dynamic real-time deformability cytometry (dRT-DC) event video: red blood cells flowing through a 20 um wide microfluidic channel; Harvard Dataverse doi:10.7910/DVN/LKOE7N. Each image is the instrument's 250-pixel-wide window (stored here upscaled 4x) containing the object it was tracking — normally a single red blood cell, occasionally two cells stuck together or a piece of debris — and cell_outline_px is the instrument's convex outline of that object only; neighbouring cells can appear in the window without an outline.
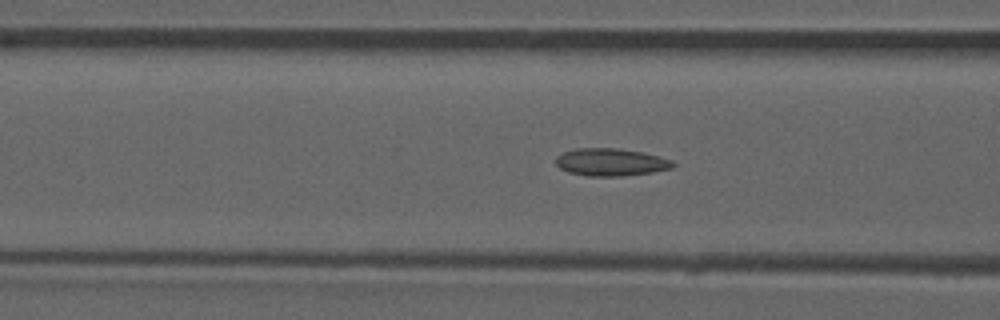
{"species": "common noctule bat (a hibernating species)", "species_latin": "Nyctalus noctula", "temperature_condition": "room temperature", "stored_images_in_passage": 40, "camera_frame_rate_fps": 3000, "um_per_image_px": 0.085, "animal": {"sex": "male", "forearm_length_mm": 52.5}, "frame": {"image": 1, "passage_image": 8, "time_ms": 2.333, "image_size_px": [1000, 320], "cell_outline_px": [[676, 164], [672, 168], [652, 172], [620, 176], [588, 176], [568, 172], [560, 168], [556, 164], [556, 156], [564, 152], [576, 148], [616, 148], [644, 152], [672, 160]], "centroid_in_image_um": [51.92, 13.78], "position_along_channel_um": 114.7, "area_um2": 18.79}, "authors_computed_cell_mechanics": {"area_um2": 17.4556, "velocity_mm_per_s": 3.925, "shape_relaxation_time_tau1_ms": null, "shape_relaxation_time_tau2_ms": 3.1178, "deformation_change_tau1": null, "deformation_change_tau2": 0.1123}}